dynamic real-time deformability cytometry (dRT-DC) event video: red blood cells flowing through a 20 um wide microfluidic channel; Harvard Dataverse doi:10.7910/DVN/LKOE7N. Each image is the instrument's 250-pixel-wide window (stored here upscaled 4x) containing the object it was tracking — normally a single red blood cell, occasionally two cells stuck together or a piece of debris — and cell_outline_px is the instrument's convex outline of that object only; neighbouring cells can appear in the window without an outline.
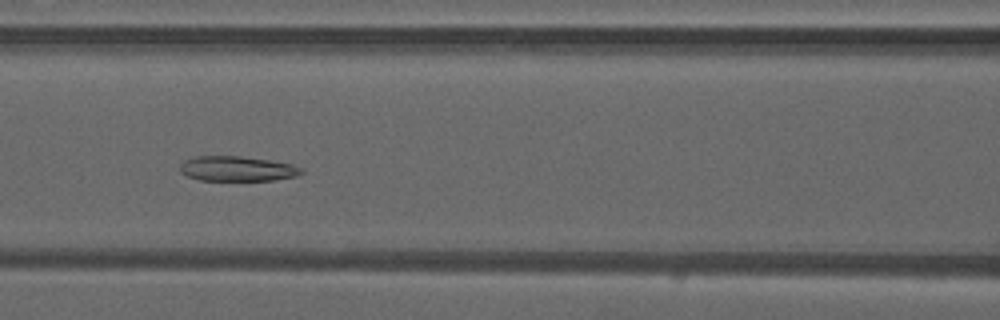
{"species": "common noctule bat (a hibernating species)", "species_latin": "Nyctalus noctula", "temperature_condition": "warm", "stored_images_in_passage": 48, "camera_frame_rate_fps": 3000, "um_per_image_px": 0.085, "animal": {"sex": "male", "forearm_length_mm": 52.5}, "frame": {"image": 1, "passage_image": 21, "time_ms": 6.667, "image_size_px": [1000, 320], "cell_outline_px": [[304, 172], [296, 176], [272, 180], [200, 180], [188, 176], [180, 172], [180, 164], [184, 160], [192, 156], [240, 156], [268, 160], [292, 164], [304, 168]], "centroid_in_image_um": [20.15, 14.33], "position_along_channel_um": 146.4, "area_um2": 17.69}}
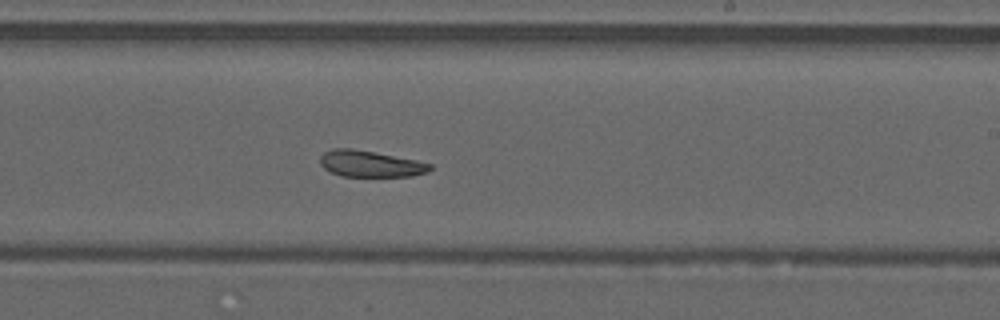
{"frame": {"image": 2, "passage_image": 29, "time_ms": 9.333, "image_size_px": [1000, 320], "cell_outline_px": [[432, 168], [428, 172], [412, 176], [340, 176], [324, 168], [320, 164], [320, 156], [324, 152], [332, 148], [352, 148], [416, 160], [432, 164]], "centroid_in_image_um": [31.46, 13.92], "position_along_channel_um": 257.5, "area_um2": 16.82}}
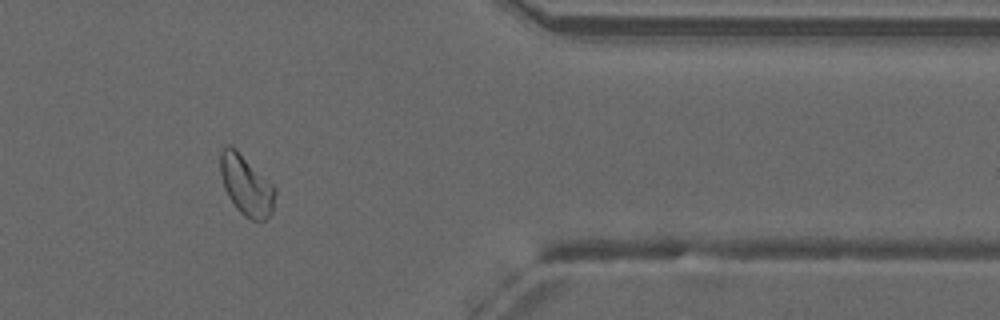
{"frame": {"image": 3, "passage_image": 40, "time_ms": 13.0, "image_size_px": [1000, 320], "cell_outline_px": [[276, 192], [272, 212], [264, 220], [252, 220], [244, 216], [236, 208], [228, 196], [224, 188], [220, 176], [220, 152], [228, 144], [236, 148], [276, 188]], "centroid_in_image_um": [20.91, 15.74], "position_along_channel_um": 390.5, "area_um2": 19.19}}